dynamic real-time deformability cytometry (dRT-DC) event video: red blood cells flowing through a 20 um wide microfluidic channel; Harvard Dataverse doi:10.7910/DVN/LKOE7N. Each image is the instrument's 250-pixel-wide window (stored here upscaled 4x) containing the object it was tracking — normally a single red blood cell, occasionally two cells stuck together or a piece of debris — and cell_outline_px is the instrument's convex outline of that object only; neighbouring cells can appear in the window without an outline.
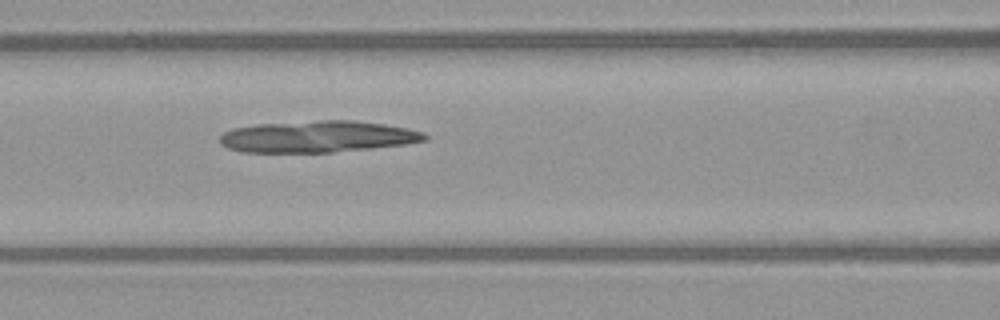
{"species": "common noctule bat (a hibernating species)", "species_latin": "Nyctalus noctula", "temperature_condition": "warm", "stored_images_in_passage": 35, "camera_frame_rate_fps": 3000, "um_per_image_px": 0.085, "animal": {"sex": "female", "body_mass_g": 21.9}, "frame": {"image": 1, "passage_image": 6, "time_ms": 1.667, "image_size_px": [1000, 320], "cell_outline_px": [[428, 140], [408, 144], [372, 148], [332, 152], [244, 152], [228, 148], [220, 144], [220, 136], [224, 132], [232, 128], [256, 124], [320, 120], [352, 120], [384, 124], [408, 128], [424, 132], [428, 136]], "centroid_in_image_um": [27.02, 11.61], "position_along_channel_um": 139.6, "area_um2": 37.92}}
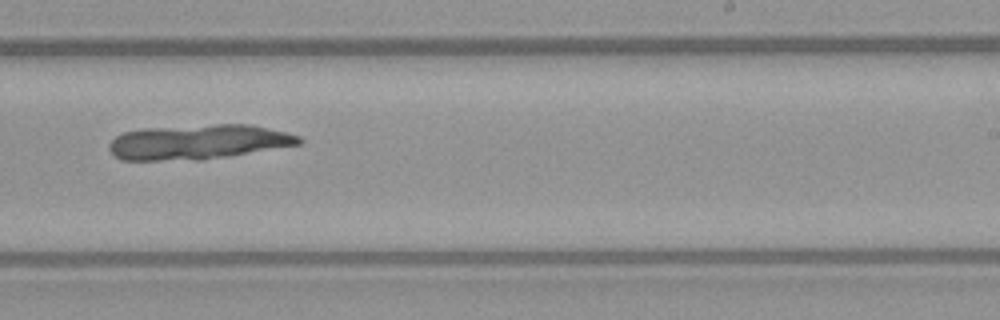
{"frame": {"image": 2, "passage_image": 16, "time_ms": 5.0, "image_size_px": [1000, 320], "cell_outline_px": [[304, 140], [300, 144], [204, 160], [120, 160], [108, 148], [108, 144], [116, 136], [124, 132], [140, 128], [216, 124], [252, 124], [300, 136]], "centroid_in_image_um": [16.82, 12.06], "position_along_channel_um": 272.2, "area_um2": 38.61}}
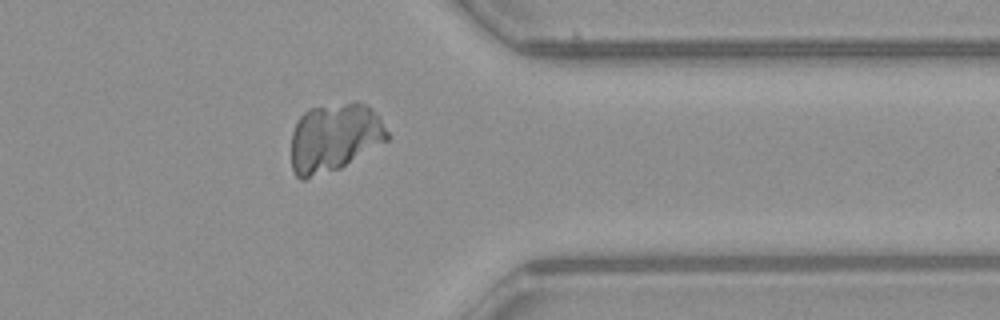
{"frame": {"image": 3, "passage_image": 25, "time_ms": 8.0, "image_size_px": [1000, 320], "cell_outline_px": [[388, 140], [340, 168], [304, 180], [300, 180], [292, 172], [292, 132], [300, 116], [308, 108], [356, 100], [372, 108], [380, 116], [388, 132]], "centroid_in_image_um": [28.42, 11.67], "position_along_channel_um": 383.0, "area_um2": 38.67}}